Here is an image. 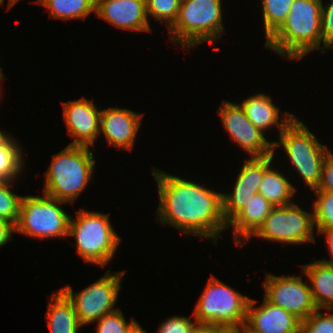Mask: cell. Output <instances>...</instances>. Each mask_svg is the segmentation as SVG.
<instances>
[{"mask_svg":"<svg viewBox=\"0 0 333 333\" xmlns=\"http://www.w3.org/2000/svg\"><path fill=\"white\" fill-rule=\"evenodd\" d=\"M109 215L81 209L77 219L70 218L68 236L76 239L77 253L86 263L101 267L109 264L121 238L112 228Z\"/></svg>","mask_w":333,"mask_h":333,"instance_id":"5b68a950","label":"cell"},{"mask_svg":"<svg viewBox=\"0 0 333 333\" xmlns=\"http://www.w3.org/2000/svg\"><path fill=\"white\" fill-rule=\"evenodd\" d=\"M280 142H272L273 150L283 146L306 185L315 190L321 182L324 159L330 151L321 144L308 127L294 117L279 133Z\"/></svg>","mask_w":333,"mask_h":333,"instance_id":"8992f818","label":"cell"},{"mask_svg":"<svg viewBox=\"0 0 333 333\" xmlns=\"http://www.w3.org/2000/svg\"><path fill=\"white\" fill-rule=\"evenodd\" d=\"M142 116V114L125 108L103 109L101 110L100 133H104L109 145L122 150H132Z\"/></svg>","mask_w":333,"mask_h":333,"instance_id":"e0dca14e","label":"cell"},{"mask_svg":"<svg viewBox=\"0 0 333 333\" xmlns=\"http://www.w3.org/2000/svg\"><path fill=\"white\" fill-rule=\"evenodd\" d=\"M62 103L68 132L74 138L69 145L94 146L100 134L101 110L86 98Z\"/></svg>","mask_w":333,"mask_h":333,"instance_id":"9a60e30c","label":"cell"},{"mask_svg":"<svg viewBox=\"0 0 333 333\" xmlns=\"http://www.w3.org/2000/svg\"><path fill=\"white\" fill-rule=\"evenodd\" d=\"M217 333H244L243 329H226L221 328Z\"/></svg>","mask_w":333,"mask_h":333,"instance_id":"74e56055","label":"cell"},{"mask_svg":"<svg viewBox=\"0 0 333 333\" xmlns=\"http://www.w3.org/2000/svg\"><path fill=\"white\" fill-rule=\"evenodd\" d=\"M4 78H5V76H4V74H0V80H4ZM1 93H0V97H1Z\"/></svg>","mask_w":333,"mask_h":333,"instance_id":"ab89813d","label":"cell"},{"mask_svg":"<svg viewBox=\"0 0 333 333\" xmlns=\"http://www.w3.org/2000/svg\"><path fill=\"white\" fill-rule=\"evenodd\" d=\"M125 271L111 274L110 270L105 275L92 283L81 292L73 293L70 286L60 290L72 302L80 324L86 325L98 321L102 316L115 310L118 292L121 287V279Z\"/></svg>","mask_w":333,"mask_h":333,"instance_id":"9c48e42d","label":"cell"},{"mask_svg":"<svg viewBox=\"0 0 333 333\" xmlns=\"http://www.w3.org/2000/svg\"><path fill=\"white\" fill-rule=\"evenodd\" d=\"M250 298L240 294L212 276L207 283L193 316L198 325L226 329H243Z\"/></svg>","mask_w":333,"mask_h":333,"instance_id":"52a82bcc","label":"cell"},{"mask_svg":"<svg viewBox=\"0 0 333 333\" xmlns=\"http://www.w3.org/2000/svg\"><path fill=\"white\" fill-rule=\"evenodd\" d=\"M66 202L44 194V197H22L15 232L39 238L67 237L71 215L61 204ZM59 204V205H57Z\"/></svg>","mask_w":333,"mask_h":333,"instance_id":"ba28073f","label":"cell"},{"mask_svg":"<svg viewBox=\"0 0 333 333\" xmlns=\"http://www.w3.org/2000/svg\"><path fill=\"white\" fill-rule=\"evenodd\" d=\"M321 36L323 43L322 53L333 48V0L326 7L322 4L321 11ZM325 48V50H324Z\"/></svg>","mask_w":333,"mask_h":333,"instance_id":"4dcf8cb0","label":"cell"},{"mask_svg":"<svg viewBox=\"0 0 333 333\" xmlns=\"http://www.w3.org/2000/svg\"><path fill=\"white\" fill-rule=\"evenodd\" d=\"M50 12V17L57 19H85L95 12L96 0H37Z\"/></svg>","mask_w":333,"mask_h":333,"instance_id":"cb8c5ba5","label":"cell"},{"mask_svg":"<svg viewBox=\"0 0 333 333\" xmlns=\"http://www.w3.org/2000/svg\"><path fill=\"white\" fill-rule=\"evenodd\" d=\"M95 13L123 30L151 31L146 0H96Z\"/></svg>","mask_w":333,"mask_h":333,"instance_id":"2e32d148","label":"cell"},{"mask_svg":"<svg viewBox=\"0 0 333 333\" xmlns=\"http://www.w3.org/2000/svg\"><path fill=\"white\" fill-rule=\"evenodd\" d=\"M249 299L244 333H300L301 320L265 298L260 307Z\"/></svg>","mask_w":333,"mask_h":333,"instance_id":"5bb4252c","label":"cell"},{"mask_svg":"<svg viewBox=\"0 0 333 333\" xmlns=\"http://www.w3.org/2000/svg\"><path fill=\"white\" fill-rule=\"evenodd\" d=\"M266 39L286 20L294 0H261Z\"/></svg>","mask_w":333,"mask_h":333,"instance_id":"d4e9b609","label":"cell"},{"mask_svg":"<svg viewBox=\"0 0 333 333\" xmlns=\"http://www.w3.org/2000/svg\"><path fill=\"white\" fill-rule=\"evenodd\" d=\"M9 2H8V7H9V9H11V7L14 5V4H16V2H18L19 0H8Z\"/></svg>","mask_w":333,"mask_h":333,"instance_id":"f35d334b","label":"cell"},{"mask_svg":"<svg viewBox=\"0 0 333 333\" xmlns=\"http://www.w3.org/2000/svg\"><path fill=\"white\" fill-rule=\"evenodd\" d=\"M217 113L231 140L244 148L251 157L274 154L273 143L266 140L264 132L253 125L240 104L223 100Z\"/></svg>","mask_w":333,"mask_h":333,"instance_id":"7c38bea8","label":"cell"},{"mask_svg":"<svg viewBox=\"0 0 333 333\" xmlns=\"http://www.w3.org/2000/svg\"><path fill=\"white\" fill-rule=\"evenodd\" d=\"M302 273L308 277L312 297L319 309H332L333 306V265L317 260L302 265Z\"/></svg>","mask_w":333,"mask_h":333,"instance_id":"ffe728a7","label":"cell"},{"mask_svg":"<svg viewBox=\"0 0 333 333\" xmlns=\"http://www.w3.org/2000/svg\"><path fill=\"white\" fill-rule=\"evenodd\" d=\"M274 154L246 159L231 194H222V214L228 223L250 198L258 193L264 172L271 167Z\"/></svg>","mask_w":333,"mask_h":333,"instance_id":"4fadbf2b","label":"cell"},{"mask_svg":"<svg viewBox=\"0 0 333 333\" xmlns=\"http://www.w3.org/2000/svg\"><path fill=\"white\" fill-rule=\"evenodd\" d=\"M88 146L68 145L52 157L45 172L44 194L72 203L85 190L95 170L93 152Z\"/></svg>","mask_w":333,"mask_h":333,"instance_id":"3957f363","label":"cell"},{"mask_svg":"<svg viewBox=\"0 0 333 333\" xmlns=\"http://www.w3.org/2000/svg\"><path fill=\"white\" fill-rule=\"evenodd\" d=\"M125 320L122 311L116 308V311L106 314L98 320L96 333H126L136 320L132 317L129 324Z\"/></svg>","mask_w":333,"mask_h":333,"instance_id":"f546056e","label":"cell"},{"mask_svg":"<svg viewBox=\"0 0 333 333\" xmlns=\"http://www.w3.org/2000/svg\"><path fill=\"white\" fill-rule=\"evenodd\" d=\"M317 200L314 202V224L317 229L333 228V192L314 191Z\"/></svg>","mask_w":333,"mask_h":333,"instance_id":"4316f807","label":"cell"},{"mask_svg":"<svg viewBox=\"0 0 333 333\" xmlns=\"http://www.w3.org/2000/svg\"><path fill=\"white\" fill-rule=\"evenodd\" d=\"M49 299L46 318L51 333H78L83 326L67 296L59 289Z\"/></svg>","mask_w":333,"mask_h":333,"instance_id":"44dd1931","label":"cell"},{"mask_svg":"<svg viewBox=\"0 0 333 333\" xmlns=\"http://www.w3.org/2000/svg\"><path fill=\"white\" fill-rule=\"evenodd\" d=\"M3 134H4V132L0 130V137H1Z\"/></svg>","mask_w":333,"mask_h":333,"instance_id":"60d3db41","label":"cell"},{"mask_svg":"<svg viewBox=\"0 0 333 333\" xmlns=\"http://www.w3.org/2000/svg\"><path fill=\"white\" fill-rule=\"evenodd\" d=\"M153 171L160 200L156 213L160 217L158 222L167 223L182 234L213 238L217 244L220 231L227 228L222 214V193L157 168Z\"/></svg>","mask_w":333,"mask_h":333,"instance_id":"6da1fadb","label":"cell"},{"mask_svg":"<svg viewBox=\"0 0 333 333\" xmlns=\"http://www.w3.org/2000/svg\"><path fill=\"white\" fill-rule=\"evenodd\" d=\"M322 0H294L282 25L266 40L265 48L283 59H302L308 52L322 50Z\"/></svg>","mask_w":333,"mask_h":333,"instance_id":"7a4b0ae2","label":"cell"},{"mask_svg":"<svg viewBox=\"0 0 333 333\" xmlns=\"http://www.w3.org/2000/svg\"><path fill=\"white\" fill-rule=\"evenodd\" d=\"M197 325L196 321L192 323L187 317L175 315L160 325L158 333H192Z\"/></svg>","mask_w":333,"mask_h":333,"instance_id":"1f68e13d","label":"cell"},{"mask_svg":"<svg viewBox=\"0 0 333 333\" xmlns=\"http://www.w3.org/2000/svg\"><path fill=\"white\" fill-rule=\"evenodd\" d=\"M275 206L266 200L261 194L253 195L246 205L227 223V226H233L234 241L236 245L241 246L243 240L249 239L262 226L266 217L271 213ZM241 237V241H240Z\"/></svg>","mask_w":333,"mask_h":333,"instance_id":"ac0fdd59","label":"cell"},{"mask_svg":"<svg viewBox=\"0 0 333 333\" xmlns=\"http://www.w3.org/2000/svg\"><path fill=\"white\" fill-rule=\"evenodd\" d=\"M318 233H322L325 234V236L327 237V245H328V249L329 252L333 258V228H327V229H317ZM328 260H321L322 262H325L327 264L333 265V259Z\"/></svg>","mask_w":333,"mask_h":333,"instance_id":"e575fe53","label":"cell"},{"mask_svg":"<svg viewBox=\"0 0 333 333\" xmlns=\"http://www.w3.org/2000/svg\"><path fill=\"white\" fill-rule=\"evenodd\" d=\"M310 287L302 281L301 276L277 277L267 273L263 283L264 298L302 321L318 309Z\"/></svg>","mask_w":333,"mask_h":333,"instance_id":"8fae6325","label":"cell"},{"mask_svg":"<svg viewBox=\"0 0 333 333\" xmlns=\"http://www.w3.org/2000/svg\"><path fill=\"white\" fill-rule=\"evenodd\" d=\"M241 106L245 110L248 119L262 132L268 127L276 125L280 133L295 117L294 114L286 111V114L284 113L283 115L285 120L282 119L283 121L280 122L279 118H282L279 117L280 108L275 107L272 103V98L263 93L245 99Z\"/></svg>","mask_w":333,"mask_h":333,"instance_id":"d6986e66","label":"cell"},{"mask_svg":"<svg viewBox=\"0 0 333 333\" xmlns=\"http://www.w3.org/2000/svg\"><path fill=\"white\" fill-rule=\"evenodd\" d=\"M314 191L333 192V154L331 151L328 152L324 159L321 182Z\"/></svg>","mask_w":333,"mask_h":333,"instance_id":"d6a6232c","label":"cell"},{"mask_svg":"<svg viewBox=\"0 0 333 333\" xmlns=\"http://www.w3.org/2000/svg\"><path fill=\"white\" fill-rule=\"evenodd\" d=\"M8 181H0V218L16 226L23 196L12 192Z\"/></svg>","mask_w":333,"mask_h":333,"instance_id":"484cf974","label":"cell"},{"mask_svg":"<svg viewBox=\"0 0 333 333\" xmlns=\"http://www.w3.org/2000/svg\"><path fill=\"white\" fill-rule=\"evenodd\" d=\"M13 232H15V226L0 218V247L12 240Z\"/></svg>","mask_w":333,"mask_h":333,"instance_id":"836d02e7","label":"cell"},{"mask_svg":"<svg viewBox=\"0 0 333 333\" xmlns=\"http://www.w3.org/2000/svg\"><path fill=\"white\" fill-rule=\"evenodd\" d=\"M295 191L296 188L284 175L269 167L263 174L258 193L277 207L293 203L291 197Z\"/></svg>","mask_w":333,"mask_h":333,"instance_id":"7402d4cb","label":"cell"},{"mask_svg":"<svg viewBox=\"0 0 333 333\" xmlns=\"http://www.w3.org/2000/svg\"><path fill=\"white\" fill-rule=\"evenodd\" d=\"M220 329L211 325H197L192 333H217Z\"/></svg>","mask_w":333,"mask_h":333,"instance_id":"d590c367","label":"cell"},{"mask_svg":"<svg viewBox=\"0 0 333 333\" xmlns=\"http://www.w3.org/2000/svg\"><path fill=\"white\" fill-rule=\"evenodd\" d=\"M314 226V214L302 210L293 202L274 207L253 236L282 244L314 243Z\"/></svg>","mask_w":333,"mask_h":333,"instance_id":"30bf717a","label":"cell"},{"mask_svg":"<svg viewBox=\"0 0 333 333\" xmlns=\"http://www.w3.org/2000/svg\"><path fill=\"white\" fill-rule=\"evenodd\" d=\"M126 333H146L138 322H135Z\"/></svg>","mask_w":333,"mask_h":333,"instance_id":"8d00e7d4","label":"cell"},{"mask_svg":"<svg viewBox=\"0 0 333 333\" xmlns=\"http://www.w3.org/2000/svg\"><path fill=\"white\" fill-rule=\"evenodd\" d=\"M221 0H182L175 22L168 28L174 43L190 49L222 37Z\"/></svg>","mask_w":333,"mask_h":333,"instance_id":"277c9868","label":"cell"},{"mask_svg":"<svg viewBox=\"0 0 333 333\" xmlns=\"http://www.w3.org/2000/svg\"><path fill=\"white\" fill-rule=\"evenodd\" d=\"M180 0H146L147 17L150 14L157 21H165L169 28L176 20Z\"/></svg>","mask_w":333,"mask_h":333,"instance_id":"83f0119b","label":"cell"},{"mask_svg":"<svg viewBox=\"0 0 333 333\" xmlns=\"http://www.w3.org/2000/svg\"><path fill=\"white\" fill-rule=\"evenodd\" d=\"M9 136L0 137V181L14 182L21 173L24 157L18 142Z\"/></svg>","mask_w":333,"mask_h":333,"instance_id":"603a6c76","label":"cell"},{"mask_svg":"<svg viewBox=\"0 0 333 333\" xmlns=\"http://www.w3.org/2000/svg\"><path fill=\"white\" fill-rule=\"evenodd\" d=\"M320 310L318 308L309 317L301 321L300 333H333V313H331V309H326L327 313L325 314Z\"/></svg>","mask_w":333,"mask_h":333,"instance_id":"f1b7e54d","label":"cell"}]
</instances>
